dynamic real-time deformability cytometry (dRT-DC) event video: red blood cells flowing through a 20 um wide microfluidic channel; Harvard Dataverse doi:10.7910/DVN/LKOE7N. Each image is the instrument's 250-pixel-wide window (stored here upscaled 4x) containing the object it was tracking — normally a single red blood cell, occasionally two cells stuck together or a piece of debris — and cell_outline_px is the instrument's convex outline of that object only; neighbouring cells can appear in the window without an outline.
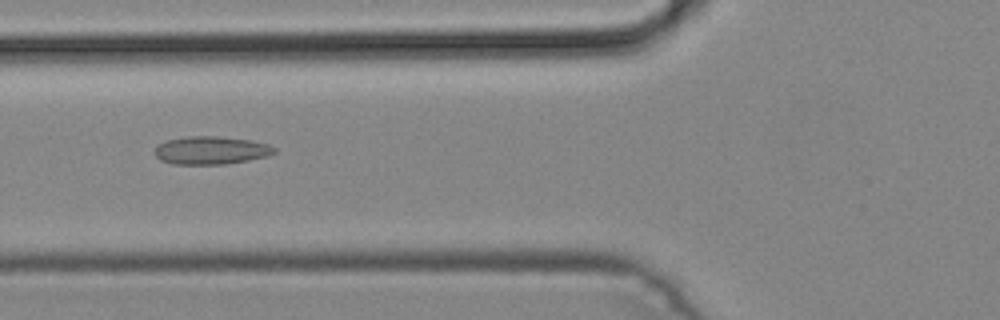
{"species": "common noctule bat (a hibernating species)", "species_latin": "Nyctalus noctula", "temperature_condition": "cold", "stored_images_in_passage": 19, "camera_frame_rate_fps": 3000, "um_per_image_px": 0.085, "animal": {"sex": "male", "body_mass_g": 19.2, "forearm_length_mm": 51.8}, "frame": {"image": 1, "passage_image": 3, "time_ms": 0.667, "image_size_px": [1000, 320], "cell_outline_px": [[276, 152], [268, 156], [248, 160], [224, 164], [172, 164], [160, 160], [156, 156], [156, 148], [160, 144], [168, 140], [184, 136], [216, 136], [248, 140], [268, 144], [276, 148]], "centroid_in_image_um": [17.95, 12.78], "position_along_channel_um": 107.9, "area_um2": 19.36}}
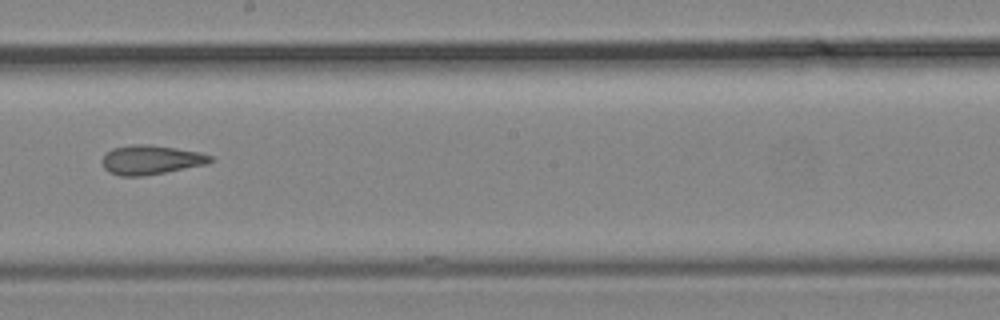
{"frame": {"image": 2, "passage_image": 12, "time_ms": 3.667, "image_size_px": [1000, 320], "cell_outline_px": [[212, 160], [208, 164], [144, 176], [120, 176], [108, 172], [104, 168], [100, 160], [104, 152], [112, 148], [132, 144], [148, 144], [176, 148], [200, 152], [212, 156]], "centroid_in_image_um": [12.77, 13.58], "position_along_channel_um": 235.4, "area_um2": 18.73}}
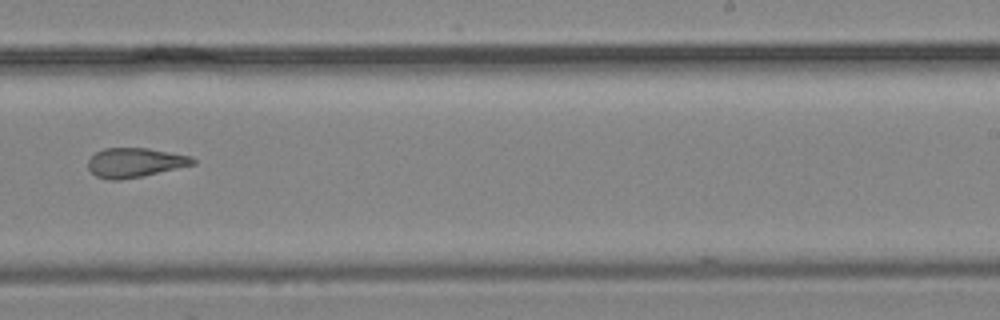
{"frame": {"image": 3, "passage_image": 15, "time_ms": 4.667, "image_size_px": [1000, 320], "cell_outline_px": [[196, 164], [144, 176], [120, 180], [108, 180], [96, 176], [88, 168], [88, 160], [96, 152], [104, 148], [148, 148], [192, 156], [196, 160]], "centroid_in_image_um": [11.49, 13.82], "position_along_channel_um": 277.5, "area_um2": 18.09}}